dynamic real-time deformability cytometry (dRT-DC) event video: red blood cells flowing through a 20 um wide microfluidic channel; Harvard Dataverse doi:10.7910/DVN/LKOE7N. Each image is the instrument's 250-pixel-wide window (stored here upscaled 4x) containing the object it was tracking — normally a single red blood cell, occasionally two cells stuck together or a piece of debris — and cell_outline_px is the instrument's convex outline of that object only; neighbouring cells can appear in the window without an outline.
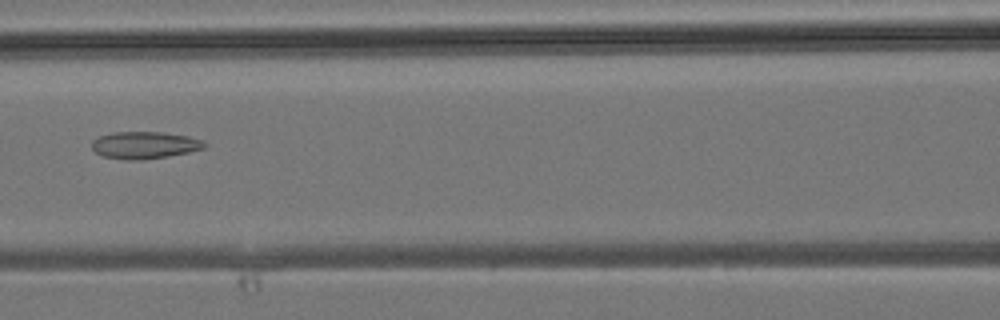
{"species": "common noctule bat (a hibernating species)", "species_latin": "Nyctalus noctula", "temperature_condition": "room temperature", "stored_images_in_passage": 4, "camera_frame_rate_fps": 3000, "um_per_image_px": 0.085, "animal": {"sex": "male", "body_mass_g": 19.2, "forearm_length_mm": 51.8}, "frame": {"image": 1, "passage_image": 4, "time_ms": 1.0, "image_size_px": [1000, 320], "cell_outline_px": [[208, 144], [204, 148], [188, 152], [168, 156], [140, 160], [128, 160], [104, 156], [96, 152], [92, 148], [92, 140], [100, 136], [112, 132], [160, 132], [188, 136], [200, 140]], "centroid_in_image_um": [12.28, 12.33], "position_along_channel_um": 154.3, "area_um2": 17.63}}